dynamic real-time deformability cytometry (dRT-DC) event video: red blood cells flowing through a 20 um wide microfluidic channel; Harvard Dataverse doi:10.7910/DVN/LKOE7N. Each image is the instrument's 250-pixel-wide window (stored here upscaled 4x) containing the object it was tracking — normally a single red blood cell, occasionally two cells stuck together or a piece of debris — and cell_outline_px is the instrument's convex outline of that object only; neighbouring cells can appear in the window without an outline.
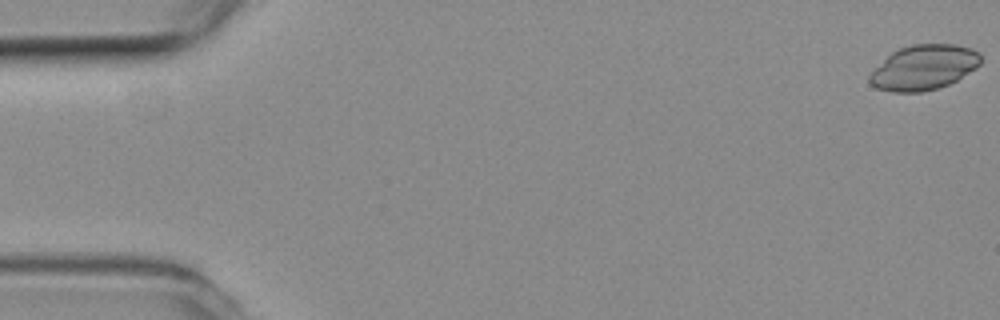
{"species": "common noctule bat (a hibernating species)", "species_latin": "Nyctalus noctula", "temperature_condition": "room temperature", "stored_images_in_passage": 52, "camera_frame_rate_fps": 3000, "um_per_image_px": 0.085, "animal": {"sex": "female", "body_mass_g": 19.3, "forearm_length_mm": 54.1}, "frame": {"image": 1, "passage_image": 1, "time_ms": 0.0, "image_size_px": [1000, 320], "cell_outline_px": [[980, 64], [976, 68], [956, 80], [948, 84], [936, 88], [920, 92], [892, 92], [876, 88], [868, 84], [868, 76], [892, 52], [900, 48], [912, 44], [956, 44], [972, 48], [980, 52]], "centroid_in_image_um": [78.52, 5.73], "position_along_channel_um": 6.5, "area_um2": 29.02}}